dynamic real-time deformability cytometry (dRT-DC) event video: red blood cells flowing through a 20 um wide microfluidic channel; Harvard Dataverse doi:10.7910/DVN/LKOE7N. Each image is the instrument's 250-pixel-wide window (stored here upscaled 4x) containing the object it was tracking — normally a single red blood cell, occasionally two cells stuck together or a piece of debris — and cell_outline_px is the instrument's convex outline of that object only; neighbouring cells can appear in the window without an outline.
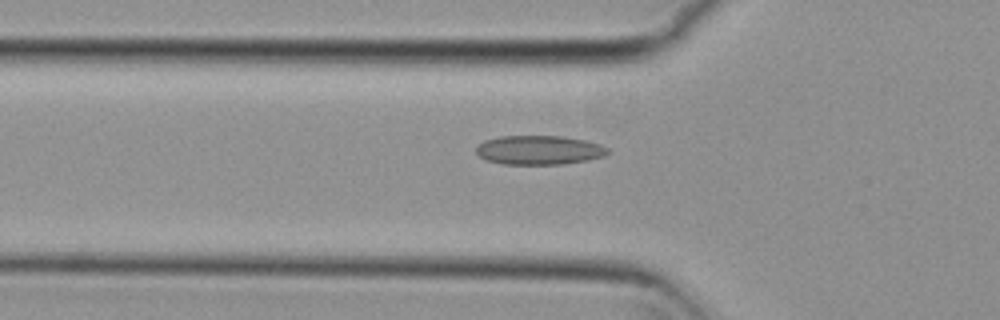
{"species": "common noctule bat (a hibernating species)", "species_latin": "Nyctalus noctula", "temperature_condition": "cold", "stored_images_in_passage": 31, "camera_frame_rate_fps": 3000, "um_per_image_px": 0.085, "animal": {"sex": "female", "body_mass_g": 29.2, "forearm_length_mm": 56.3}, "frame": {"image": 1, "passage_image": 2, "time_ms": 0.333, "image_size_px": [1000, 320], "cell_outline_px": [[612, 152], [604, 156], [588, 160], [564, 164], [504, 164], [488, 160], [480, 156], [476, 152], [476, 144], [484, 140], [500, 136], [560, 136], [584, 140], [600, 144], [608, 148]], "centroid_in_image_um": [45.84, 12.75], "position_along_channel_um": 80.0, "area_um2": 22.43}}
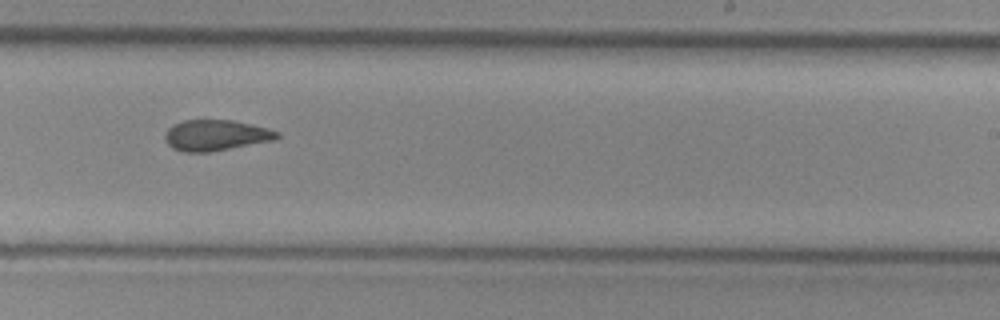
{"frame": {"image": 2, "passage_image": 17, "time_ms": 5.333, "image_size_px": [1000, 320], "cell_outline_px": [[280, 136], [276, 140], [208, 152], [184, 152], [172, 148], [168, 144], [164, 136], [168, 128], [184, 120], [232, 120], [252, 124], [268, 128], [280, 132]], "centroid_in_image_um": [18.38, 11.5], "position_along_channel_um": 270.6, "area_um2": 20.11}}
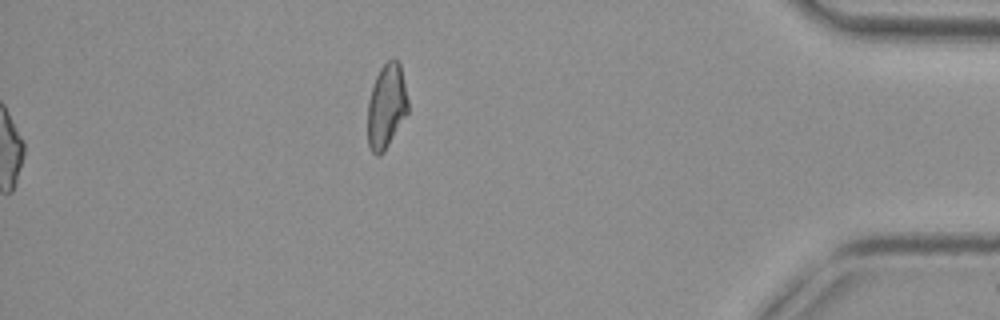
{"frame": {"image": 3, "passage_image": 31, "time_ms": 10.0, "image_size_px": [1000, 320], "cell_outline_px": [[408, 112], [384, 152], [380, 156], [376, 156], [372, 152], [368, 144], [368, 100], [376, 76], [380, 68], [388, 60], [396, 56], [400, 64], [408, 100]], "centroid_in_image_um": [32.85, 9.02], "position_along_channel_um": 402.4, "area_um2": 19.88}, "authors_computed_cell_mechanics": {"area_um2": 20.519, "velocity_mm_per_s": 3.8106, "shape_relaxation_time_tau1_ms": null, "shape_relaxation_time_tau2_ms": 6.3553, "deformation_change_tau1": null, "deformation_change_tau2": 0.1302}}